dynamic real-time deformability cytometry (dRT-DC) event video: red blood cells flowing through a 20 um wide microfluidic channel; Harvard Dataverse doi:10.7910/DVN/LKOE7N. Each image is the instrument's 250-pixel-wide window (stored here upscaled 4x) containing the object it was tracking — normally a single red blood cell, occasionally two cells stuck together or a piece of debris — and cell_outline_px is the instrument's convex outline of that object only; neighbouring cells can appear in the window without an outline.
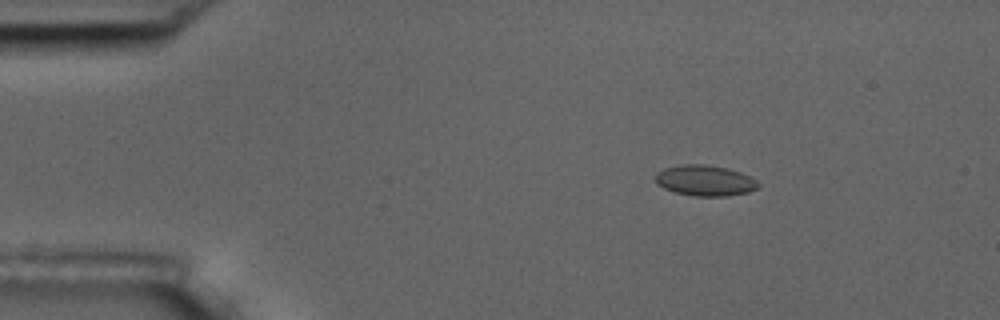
{"species": "common noctule bat (a hibernating species)", "species_latin": "Nyctalus noctula", "temperature_condition": "room temperature", "stored_images_in_passage": 5, "camera_frame_rate_fps": 3000, "um_per_image_px": 0.085, "animal": {"sex": "male", "body_mass_g": 17.5, "forearm_length_mm": 52.3}, "frame": {"image": 1, "passage_image": 3, "time_ms": 2.333, "image_size_px": [1000, 320], "cell_outline_px": [[760, 184], [756, 188], [748, 192], [724, 196], [696, 196], [676, 192], [664, 188], [656, 184], [656, 172], [664, 168], [680, 164], [704, 164], [728, 168], [740, 172], [756, 180]], "centroid_in_image_um": [59.9, 15.33], "position_along_channel_um": 25.1, "area_um2": 18.32}}